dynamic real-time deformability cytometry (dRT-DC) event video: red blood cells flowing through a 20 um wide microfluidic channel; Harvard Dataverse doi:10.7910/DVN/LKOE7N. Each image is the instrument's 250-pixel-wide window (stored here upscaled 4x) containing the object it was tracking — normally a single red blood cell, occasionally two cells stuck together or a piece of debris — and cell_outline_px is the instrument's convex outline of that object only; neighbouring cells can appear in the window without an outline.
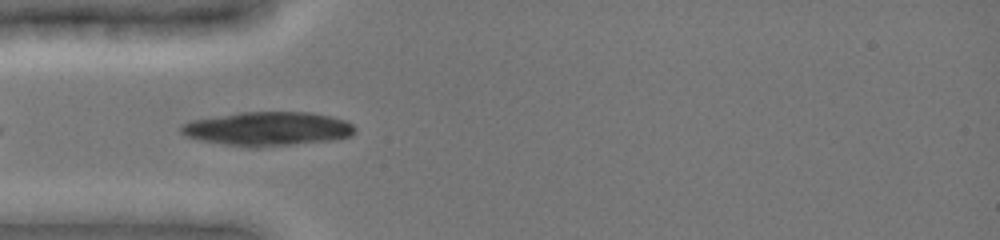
{"species": "common noctule bat (a hibernating species)", "species_latin": "Nyctalus noctula", "temperature_condition": "cold", "stored_images_in_passage": 7, "camera_frame_rate_fps": 3000, "um_per_image_px": 0.085, "animal": {"sex": "female", "body_mass_g": 19.0, "forearm_length_mm": 51.5}, "frame": {"image": 1, "passage_image": 5, "time_ms": 4.0, "image_size_px": [1000, 240], "cell_outline_px": [[356, 132], [352, 136], [336, 140], [260, 148], [248, 148], [200, 140], [188, 136], [180, 132], [180, 124], [192, 120], [240, 112], [312, 112], [332, 116], [344, 120], [352, 124], [356, 128]], "centroid_in_image_um": [22.8, 10.96], "position_along_channel_um": 62.2, "area_um2": 34.91}}
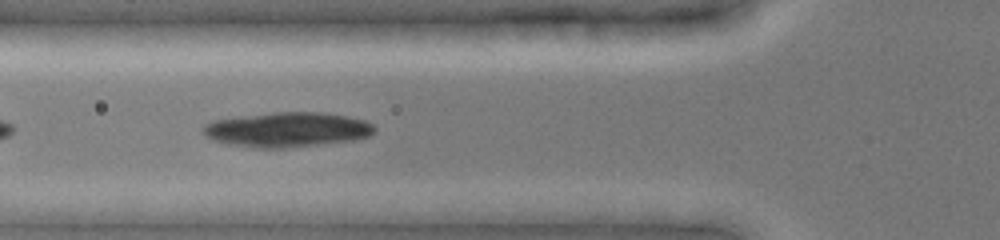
{"frame": {"image": 2, "passage_image": 6, "time_ms": 5.0, "image_size_px": [1000, 240], "cell_outline_px": [[376, 128], [368, 136], [352, 140], [284, 148], [252, 148], [228, 144], [212, 140], [204, 136], [200, 128], [204, 124], [212, 120], [236, 116], [276, 112], [324, 112], [348, 116], [364, 120], [372, 124]], "centroid_in_image_um": [24.32, 11.01], "position_along_channel_um": 101.5, "area_um2": 35.03}}